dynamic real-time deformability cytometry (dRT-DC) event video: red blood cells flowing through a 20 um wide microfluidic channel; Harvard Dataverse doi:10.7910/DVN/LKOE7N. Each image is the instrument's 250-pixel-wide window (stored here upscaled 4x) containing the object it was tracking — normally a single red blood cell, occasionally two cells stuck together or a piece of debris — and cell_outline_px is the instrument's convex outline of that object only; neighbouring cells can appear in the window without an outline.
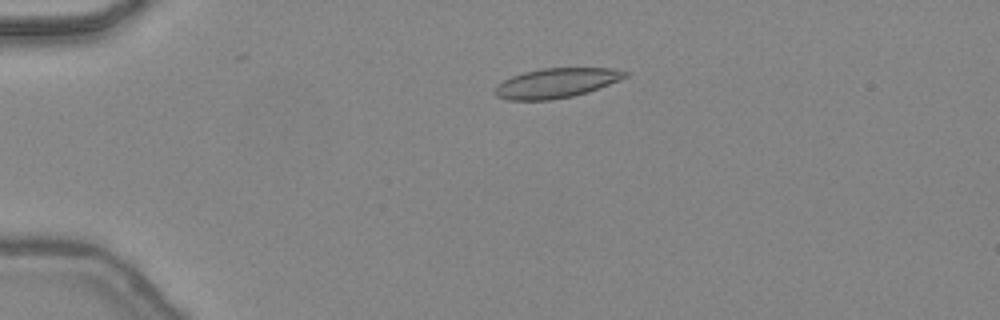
{"species": "common noctule bat (a hibernating species)", "species_latin": "Nyctalus noctula", "temperature_condition": "warm", "stored_images_in_passage": 41, "camera_frame_rate_fps": 3000, "um_per_image_px": 0.085, "animal": {"sex": "female", "body_mass_g": 24.6, "forearm_length_mm": 56.2}, "frame": {"image": 1, "passage_image": 5, "time_ms": 1.333, "image_size_px": [1000, 320], "cell_outline_px": [[628, 76], [620, 80], [588, 92], [572, 96], [552, 100], [508, 100], [496, 96], [496, 84], [512, 76], [524, 72], [544, 68], [612, 68], [628, 72]], "centroid_in_image_um": [47.29, 7.06], "position_along_channel_um": 37.7, "area_um2": 22.43}}
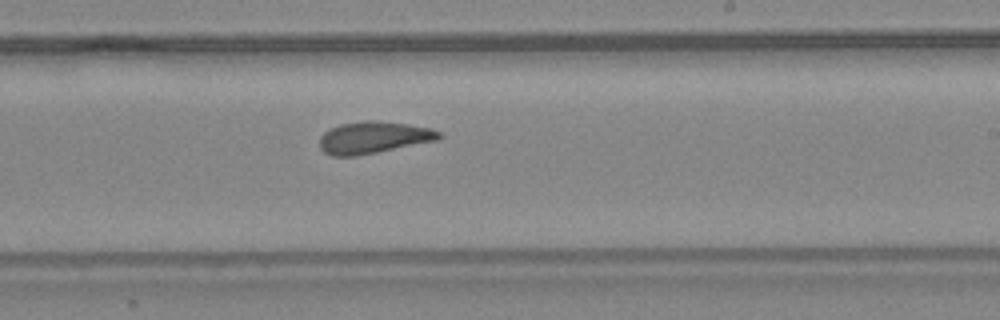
{"frame": {"image": 2, "passage_image": 23, "time_ms": 7.333, "image_size_px": [1000, 320], "cell_outline_px": [[444, 136], [440, 140], [356, 156], [332, 156], [324, 152], [320, 148], [320, 136], [328, 128], [340, 124], [364, 120], [380, 120], [408, 124], [432, 128], [440, 132]], "centroid_in_image_um": [31.77, 11.67], "position_along_channel_um": 257.2, "area_um2": 22.6}}
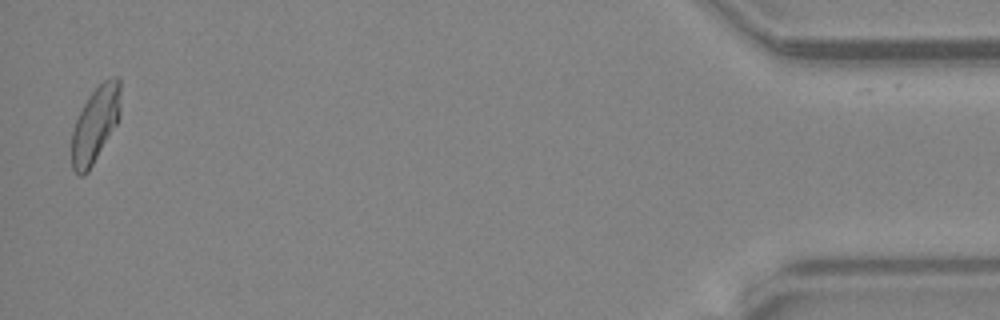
{"frame": {"image": 3, "passage_image": 40, "time_ms": 13.0, "image_size_px": [1000, 320], "cell_outline_px": [[120, 116], [116, 124], [88, 172], [84, 176], [80, 176], [72, 168], [72, 132], [76, 120], [88, 96], [108, 76], [120, 76]], "centroid_in_image_um": [8.11, 10.54], "position_along_channel_um": 427.1, "area_um2": 21.44}, "authors_computed_cell_mechanics": {"area_um2": 22.0218, "velocity_mm_per_s": 4.4596, "shape_relaxation_time_tau1_ms": 10.5704, "shape_relaxation_time_tau2_ms": 2.178, "deformation_change_tau1": 0.226, "deformation_change_tau2": 0.1009}}